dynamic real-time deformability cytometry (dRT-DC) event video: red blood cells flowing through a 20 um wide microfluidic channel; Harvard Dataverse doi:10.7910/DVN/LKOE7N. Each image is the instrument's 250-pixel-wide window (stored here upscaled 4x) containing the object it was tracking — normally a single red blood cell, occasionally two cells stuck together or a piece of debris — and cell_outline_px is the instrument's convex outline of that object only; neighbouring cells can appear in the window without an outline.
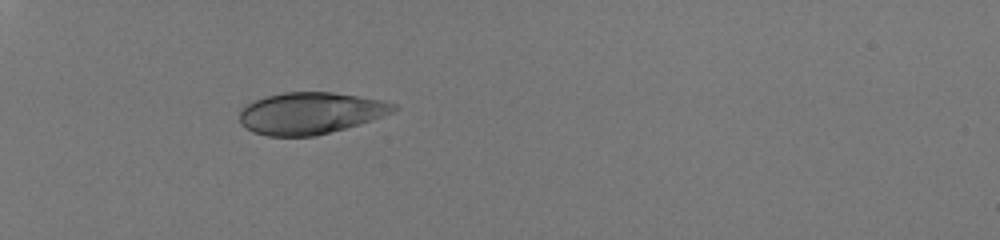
{"species": "human", "species_latin": "Homo sapiens", "temperature_condition": "room temperature", "stored_images_in_passage": 35, "camera_frame_rate_fps": 3000, "um_per_image_px": 0.085, "donor": {"sex": "male"}, "frame": {"image": 1, "passage_image": 1, "time_ms": 0.0, "image_size_px": [1000, 240], "cell_outline_px": [[400, 108], [392, 112], [372, 120], [360, 124], [316, 136], [268, 136], [252, 132], [240, 124], [240, 108], [256, 100], [268, 96], [284, 92], [332, 92], [384, 100], [396, 104]], "centroid_in_image_um": [26.4, 9.62], "position_along_channel_um": 58.6, "area_um2": 37.51}}
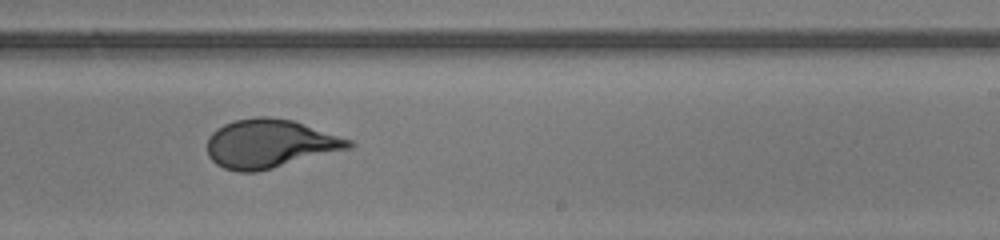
{"frame": {"image": 2, "passage_image": 19, "time_ms": 6.0, "image_size_px": [1000, 240], "cell_outline_px": [[356, 144], [352, 148], [256, 172], [236, 172], [224, 168], [216, 164], [208, 156], [208, 136], [216, 128], [224, 124], [236, 120], [256, 116], [268, 116], [292, 120], [352, 140]], "centroid_in_image_um": [22.93, 12.21], "position_along_channel_um": 266.1, "area_um2": 40.11}}
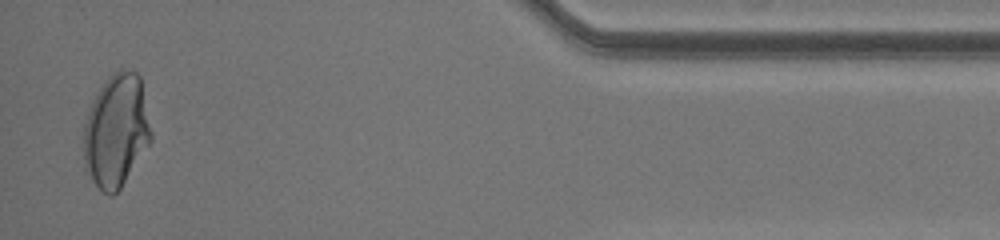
{"frame": {"image": 3, "passage_image": 34, "time_ms": 11.0, "image_size_px": [1000, 240], "cell_outline_px": [[152, 140], [120, 188], [112, 196], [108, 196], [92, 180], [84, 168], [84, 120], [104, 80], [108, 76], [120, 68], [124, 68], [136, 72], [140, 76], [152, 132]], "centroid_in_image_um": [9.88, 11.1], "position_along_channel_um": 425.3, "area_um2": 44.33}, "authors_computed_cell_mechanics": {"area_um2": 39.882, "velocity_mm_per_s": 4.0926, "shape_relaxation_time_tau1_ms": 4.5395, "shape_relaxation_time_tau2_ms": null, "deformation_change_tau1": 0.1903, "deformation_change_tau2": null}}